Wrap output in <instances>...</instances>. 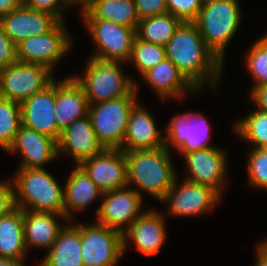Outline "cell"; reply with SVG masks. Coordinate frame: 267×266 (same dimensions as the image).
I'll return each mask as SVG.
<instances>
[{"label": "cell", "instance_id": "obj_8", "mask_svg": "<svg viewBox=\"0 0 267 266\" xmlns=\"http://www.w3.org/2000/svg\"><path fill=\"white\" fill-rule=\"evenodd\" d=\"M83 266H116L123 252V234L98 223L81 224Z\"/></svg>", "mask_w": 267, "mask_h": 266}, {"label": "cell", "instance_id": "obj_26", "mask_svg": "<svg viewBox=\"0 0 267 266\" xmlns=\"http://www.w3.org/2000/svg\"><path fill=\"white\" fill-rule=\"evenodd\" d=\"M58 234L40 266H83L81 224H69Z\"/></svg>", "mask_w": 267, "mask_h": 266}, {"label": "cell", "instance_id": "obj_17", "mask_svg": "<svg viewBox=\"0 0 267 266\" xmlns=\"http://www.w3.org/2000/svg\"><path fill=\"white\" fill-rule=\"evenodd\" d=\"M57 150L58 157L63 153L70 154L76 165L104 150L93 130L89 115L75 120L61 131Z\"/></svg>", "mask_w": 267, "mask_h": 266}, {"label": "cell", "instance_id": "obj_23", "mask_svg": "<svg viewBox=\"0 0 267 266\" xmlns=\"http://www.w3.org/2000/svg\"><path fill=\"white\" fill-rule=\"evenodd\" d=\"M145 82L154 88L157 95L164 98H181L186 93L198 90L184 77L176 65L165 57L158 65L142 75Z\"/></svg>", "mask_w": 267, "mask_h": 266}, {"label": "cell", "instance_id": "obj_19", "mask_svg": "<svg viewBox=\"0 0 267 266\" xmlns=\"http://www.w3.org/2000/svg\"><path fill=\"white\" fill-rule=\"evenodd\" d=\"M60 21L47 12L35 11L22 4L0 18L6 35L17 45L22 40L51 31Z\"/></svg>", "mask_w": 267, "mask_h": 266}, {"label": "cell", "instance_id": "obj_43", "mask_svg": "<svg viewBox=\"0 0 267 266\" xmlns=\"http://www.w3.org/2000/svg\"><path fill=\"white\" fill-rule=\"evenodd\" d=\"M23 261L6 259L0 257V266H23Z\"/></svg>", "mask_w": 267, "mask_h": 266}, {"label": "cell", "instance_id": "obj_29", "mask_svg": "<svg viewBox=\"0 0 267 266\" xmlns=\"http://www.w3.org/2000/svg\"><path fill=\"white\" fill-rule=\"evenodd\" d=\"M182 21L170 13L139 20L136 28L138 39L165 46Z\"/></svg>", "mask_w": 267, "mask_h": 266}, {"label": "cell", "instance_id": "obj_4", "mask_svg": "<svg viewBox=\"0 0 267 266\" xmlns=\"http://www.w3.org/2000/svg\"><path fill=\"white\" fill-rule=\"evenodd\" d=\"M238 0H213L202 4L193 23L206 46L224 63L225 49L241 20Z\"/></svg>", "mask_w": 267, "mask_h": 266}, {"label": "cell", "instance_id": "obj_3", "mask_svg": "<svg viewBox=\"0 0 267 266\" xmlns=\"http://www.w3.org/2000/svg\"><path fill=\"white\" fill-rule=\"evenodd\" d=\"M13 178L16 207L65 215L64 190L45 168H19Z\"/></svg>", "mask_w": 267, "mask_h": 266}, {"label": "cell", "instance_id": "obj_39", "mask_svg": "<svg viewBox=\"0 0 267 266\" xmlns=\"http://www.w3.org/2000/svg\"><path fill=\"white\" fill-rule=\"evenodd\" d=\"M8 182L0 181V216L10 212L16 207L14 185H12V181Z\"/></svg>", "mask_w": 267, "mask_h": 266}, {"label": "cell", "instance_id": "obj_20", "mask_svg": "<svg viewBox=\"0 0 267 266\" xmlns=\"http://www.w3.org/2000/svg\"><path fill=\"white\" fill-rule=\"evenodd\" d=\"M164 221V217L158 211L143 210V214L123 233V252L127 250L128 240H132L136 249L145 256L158 254L167 237Z\"/></svg>", "mask_w": 267, "mask_h": 266}, {"label": "cell", "instance_id": "obj_18", "mask_svg": "<svg viewBox=\"0 0 267 266\" xmlns=\"http://www.w3.org/2000/svg\"><path fill=\"white\" fill-rule=\"evenodd\" d=\"M7 152L22 154L19 168H43V165L58 157L56 140L23 125Z\"/></svg>", "mask_w": 267, "mask_h": 266}, {"label": "cell", "instance_id": "obj_27", "mask_svg": "<svg viewBox=\"0 0 267 266\" xmlns=\"http://www.w3.org/2000/svg\"><path fill=\"white\" fill-rule=\"evenodd\" d=\"M26 251L23 209L15 207L0 216V257L24 261Z\"/></svg>", "mask_w": 267, "mask_h": 266}, {"label": "cell", "instance_id": "obj_16", "mask_svg": "<svg viewBox=\"0 0 267 266\" xmlns=\"http://www.w3.org/2000/svg\"><path fill=\"white\" fill-rule=\"evenodd\" d=\"M22 125L58 141L55 119V79L43 90L25 99L21 104Z\"/></svg>", "mask_w": 267, "mask_h": 266}, {"label": "cell", "instance_id": "obj_7", "mask_svg": "<svg viewBox=\"0 0 267 266\" xmlns=\"http://www.w3.org/2000/svg\"><path fill=\"white\" fill-rule=\"evenodd\" d=\"M42 64L16 61L0 69V96L21 104L25 99L47 87L54 78Z\"/></svg>", "mask_w": 267, "mask_h": 266}, {"label": "cell", "instance_id": "obj_9", "mask_svg": "<svg viewBox=\"0 0 267 266\" xmlns=\"http://www.w3.org/2000/svg\"><path fill=\"white\" fill-rule=\"evenodd\" d=\"M63 21L51 31L22 40L16 45L17 61L42 64L53 71V67L63 58L72 45Z\"/></svg>", "mask_w": 267, "mask_h": 266}, {"label": "cell", "instance_id": "obj_41", "mask_svg": "<svg viewBox=\"0 0 267 266\" xmlns=\"http://www.w3.org/2000/svg\"><path fill=\"white\" fill-rule=\"evenodd\" d=\"M22 0H0V18L17 9Z\"/></svg>", "mask_w": 267, "mask_h": 266}, {"label": "cell", "instance_id": "obj_5", "mask_svg": "<svg viewBox=\"0 0 267 266\" xmlns=\"http://www.w3.org/2000/svg\"><path fill=\"white\" fill-rule=\"evenodd\" d=\"M120 63L124 64L91 56L84 76H73L82 87L89 105L127 96L136 88L134 81L123 74Z\"/></svg>", "mask_w": 267, "mask_h": 266}, {"label": "cell", "instance_id": "obj_14", "mask_svg": "<svg viewBox=\"0 0 267 266\" xmlns=\"http://www.w3.org/2000/svg\"><path fill=\"white\" fill-rule=\"evenodd\" d=\"M103 192L128 186L125 152L104 149L79 165Z\"/></svg>", "mask_w": 267, "mask_h": 266}, {"label": "cell", "instance_id": "obj_31", "mask_svg": "<svg viewBox=\"0 0 267 266\" xmlns=\"http://www.w3.org/2000/svg\"><path fill=\"white\" fill-rule=\"evenodd\" d=\"M22 125L21 106L0 96V148L6 152Z\"/></svg>", "mask_w": 267, "mask_h": 266}, {"label": "cell", "instance_id": "obj_35", "mask_svg": "<svg viewBox=\"0 0 267 266\" xmlns=\"http://www.w3.org/2000/svg\"><path fill=\"white\" fill-rule=\"evenodd\" d=\"M168 13L182 22H193L202 7L200 0H166Z\"/></svg>", "mask_w": 267, "mask_h": 266}, {"label": "cell", "instance_id": "obj_33", "mask_svg": "<svg viewBox=\"0 0 267 266\" xmlns=\"http://www.w3.org/2000/svg\"><path fill=\"white\" fill-rule=\"evenodd\" d=\"M247 54L246 63L255 80L253 89L267 83V36L258 39Z\"/></svg>", "mask_w": 267, "mask_h": 266}, {"label": "cell", "instance_id": "obj_44", "mask_svg": "<svg viewBox=\"0 0 267 266\" xmlns=\"http://www.w3.org/2000/svg\"><path fill=\"white\" fill-rule=\"evenodd\" d=\"M203 3L209 2V1H213V0H200Z\"/></svg>", "mask_w": 267, "mask_h": 266}, {"label": "cell", "instance_id": "obj_37", "mask_svg": "<svg viewBox=\"0 0 267 266\" xmlns=\"http://www.w3.org/2000/svg\"><path fill=\"white\" fill-rule=\"evenodd\" d=\"M139 19L168 13L166 0H134Z\"/></svg>", "mask_w": 267, "mask_h": 266}, {"label": "cell", "instance_id": "obj_12", "mask_svg": "<svg viewBox=\"0 0 267 266\" xmlns=\"http://www.w3.org/2000/svg\"><path fill=\"white\" fill-rule=\"evenodd\" d=\"M167 125L165 147H175L181 154L213 148L210 145V125L201 113L178 114Z\"/></svg>", "mask_w": 267, "mask_h": 266}, {"label": "cell", "instance_id": "obj_34", "mask_svg": "<svg viewBox=\"0 0 267 266\" xmlns=\"http://www.w3.org/2000/svg\"><path fill=\"white\" fill-rule=\"evenodd\" d=\"M247 162L249 186L267 190V148H252Z\"/></svg>", "mask_w": 267, "mask_h": 266}, {"label": "cell", "instance_id": "obj_6", "mask_svg": "<svg viewBox=\"0 0 267 266\" xmlns=\"http://www.w3.org/2000/svg\"><path fill=\"white\" fill-rule=\"evenodd\" d=\"M136 87L129 95L89 105L88 115L104 149L123 150L130 113L138 103Z\"/></svg>", "mask_w": 267, "mask_h": 266}, {"label": "cell", "instance_id": "obj_30", "mask_svg": "<svg viewBox=\"0 0 267 266\" xmlns=\"http://www.w3.org/2000/svg\"><path fill=\"white\" fill-rule=\"evenodd\" d=\"M235 132L254 144L253 148H267V113L256 110L234 124Z\"/></svg>", "mask_w": 267, "mask_h": 266}, {"label": "cell", "instance_id": "obj_22", "mask_svg": "<svg viewBox=\"0 0 267 266\" xmlns=\"http://www.w3.org/2000/svg\"><path fill=\"white\" fill-rule=\"evenodd\" d=\"M164 146L165 137H162L161 131L157 129L153 116L137 103L129 116L123 151L156 149Z\"/></svg>", "mask_w": 267, "mask_h": 266}, {"label": "cell", "instance_id": "obj_13", "mask_svg": "<svg viewBox=\"0 0 267 266\" xmlns=\"http://www.w3.org/2000/svg\"><path fill=\"white\" fill-rule=\"evenodd\" d=\"M221 195L211 187L184 179L178 186L177 177L161 202H168V213L174 216H195L210 211L220 201Z\"/></svg>", "mask_w": 267, "mask_h": 266}, {"label": "cell", "instance_id": "obj_21", "mask_svg": "<svg viewBox=\"0 0 267 266\" xmlns=\"http://www.w3.org/2000/svg\"><path fill=\"white\" fill-rule=\"evenodd\" d=\"M88 100L82 87L74 78L66 77L55 82V119L58 125V139L61 131L75 120L88 115Z\"/></svg>", "mask_w": 267, "mask_h": 266}, {"label": "cell", "instance_id": "obj_38", "mask_svg": "<svg viewBox=\"0 0 267 266\" xmlns=\"http://www.w3.org/2000/svg\"><path fill=\"white\" fill-rule=\"evenodd\" d=\"M16 61V44L6 35L0 24V69H3Z\"/></svg>", "mask_w": 267, "mask_h": 266}, {"label": "cell", "instance_id": "obj_25", "mask_svg": "<svg viewBox=\"0 0 267 266\" xmlns=\"http://www.w3.org/2000/svg\"><path fill=\"white\" fill-rule=\"evenodd\" d=\"M62 218L67 221V217L62 214L51 212H36L23 210V224L25 244L28 247H43L49 251L60 231L64 228L60 226L57 219Z\"/></svg>", "mask_w": 267, "mask_h": 266}, {"label": "cell", "instance_id": "obj_1", "mask_svg": "<svg viewBox=\"0 0 267 266\" xmlns=\"http://www.w3.org/2000/svg\"><path fill=\"white\" fill-rule=\"evenodd\" d=\"M169 58L184 77L199 91L207 81L217 87L223 64L206 46L193 22H182L165 45Z\"/></svg>", "mask_w": 267, "mask_h": 266}, {"label": "cell", "instance_id": "obj_11", "mask_svg": "<svg viewBox=\"0 0 267 266\" xmlns=\"http://www.w3.org/2000/svg\"><path fill=\"white\" fill-rule=\"evenodd\" d=\"M102 203L96 210L98 224L117 230L122 234L143 213V198L129 186L103 192ZM126 226V227H125ZM126 229H125V228Z\"/></svg>", "mask_w": 267, "mask_h": 266}, {"label": "cell", "instance_id": "obj_15", "mask_svg": "<svg viewBox=\"0 0 267 266\" xmlns=\"http://www.w3.org/2000/svg\"><path fill=\"white\" fill-rule=\"evenodd\" d=\"M182 155L190 174L185 178L187 181L211 187L220 195L223 193L227 158L221 148H207Z\"/></svg>", "mask_w": 267, "mask_h": 266}, {"label": "cell", "instance_id": "obj_28", "mask_svg": "<svg viewBox=\"0 0 267 266\" xmlns=\"http://www.w3.org/2000/svg\"><path fill=\"white\" fill-rule=\"evenodd\" d=\"M102 195L103 191L95 185L79 165H76L74 170L71 171L64 189V206L67 220L73 219L71 217L72 210L73 212L85 210L90 203L97 197H102Z\"/></svg>", "mask_w": 267, "mask_h": 266}, {"label": "cell", "instance_id": "obj_40", "mask_svg": "<svg viewBox=\"0 0 267 266\" xmlns=\"http://www.w3.org/2000/svg\"><path fill=\"white\" fill-rule=\"evenodd\" d=\"M250 97L257 105V110L267 113V83L253 87L250 91Z\"/></svg>", "mask_w": 267, "mask_h": 266}, {"label": "cell", "instance_id": "obj_2", "mask_svg": "<svg viewBox=\"0 0 267 266\" xmlns=\"http://www.w3.org/2000/svg\"><path fill=\"white\" fill-rule=\"evenodd\" d=\"M127 162L128 186H137L135 191L149 193L162 201L171 189L176 173L166 147L124 151Z\"/></svg>", "mask_w": 267, "mask_h": 266}, {"label": "cell", "instance_id": "obj_32", "mask_svg": "<svg viewBox=\"0 0 267 266\" xmlns=\"http://www.w3.org/2000/svg\"><path fill=\"white\" fill-rule=\"evenodd\" d=\"M166 57L165 46L135 37L129 61L134 63L141 76Z\"/></svg>", "mask_w": 267, "mask_h": 266}, {"label": "cell", "instance_id": "obj_10", "mask_svg": "<svg viewBox=\"0 0 267 266\" xmlns=\"http://www.w3.org/2000/svg\"><path fill=\"white\" fill-rule=\"evenodd\" d=\"M83 21L98 48L93 57L102 60L129 62L136 29L102 19H84Z\"/></svg>", "mask_w": 267, "mask_h": 266}, {"label": "cell", "instance_id": "obj_24", "mask_svg": "<svg viewBox=\"0 0 267 266\" xmlns=\"http://www.w3.org/2000/svg\"><path fill=\"white\" fill-rule=\"evenodd\" d=\"M84 19H102L136 29L139 23L134 0H79Z\"/></svg>", "mask_w": 267, "mask_h": 266}, {"label": "cell", "instance_id": "obj_36", "mask_svg": "<svg viewBox=\"0 0 267 266\" xmlns=\"http://www.w3.org/2000/svg\"><path fill=\"white\" fill-rule=\"evenodd\" d=\"M22 5L35 11L47 12L59 21H64L63 10L71 5H79V0H22Z\"/></svg>", "mask_w": 267, "mask_h": 266}, {"label": "cell", "instance_id": "obj_42", "mask_svg": "<svg viewBox=\"0 0 267 266\" xmlns=\"http://www.w3.org/2000/svg\"><path fill=\"white\" fill-rule=\"evenodd\" d=\"M255 260V266H267V239L259 244Z\"/></svg>", "mask_w": 267, "mask_h": 266}]
</instances>
